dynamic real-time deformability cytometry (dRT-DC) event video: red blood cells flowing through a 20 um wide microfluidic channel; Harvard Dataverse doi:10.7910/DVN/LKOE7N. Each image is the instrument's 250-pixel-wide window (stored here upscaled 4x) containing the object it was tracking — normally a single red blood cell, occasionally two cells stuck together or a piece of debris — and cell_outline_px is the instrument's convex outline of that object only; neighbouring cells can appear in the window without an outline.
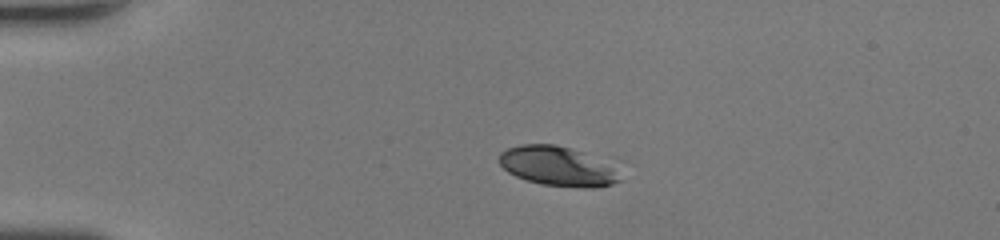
{"species": "human", "species_latin": "Homo sapiens", "temperature_condition": "room temperature", "stored_images_in_passage": 52, "camera_frame_rate_fps": 3000, "um_per_image_px": 0.085, "donor": {"sex": "female"}, "frame": {"image": 1, "passage_image": 13, "time_ms": 4.0, "image_size_px": [1000, 240], "cell_outline_px": [[620, 180], [612, 184], [596, 188], [584, 188], [540, 184], [516, 176], [508, 172], [500, 164], [500, 152], [508, 148], [520, 144], [556, 144], [580, 152], [612, 168]], "centroid_in_image_um": [47.29, 14.14], "position_along_channel_um": 37.7, "area_um2": 26.93}}
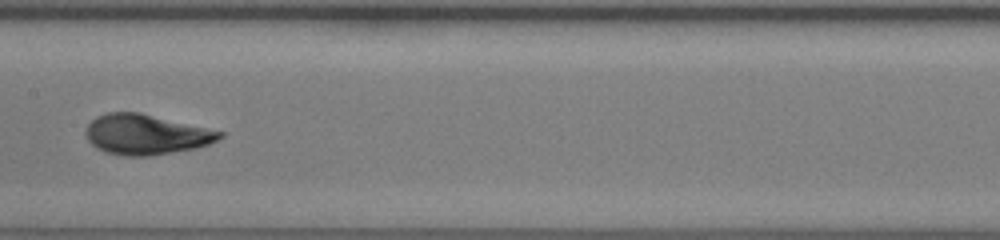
{"frame": {"image": 2, "passage_image": 29, "time_ms": 9.333, "image_size_px": [1000, 240], "cell_outline_px": [[224, 136], [208, 144], [196, 148], [148, 156], [124, 156], [108, 152], [96, 148], [88, 140], [84, 132], [88, 124], [96, 116], [108, 112], [140, 112], [224, 132]], "centroid_in_image_um": [12.38, 11.42], "position_along_channel_um": 195.0, "area_um2": 31.21}}
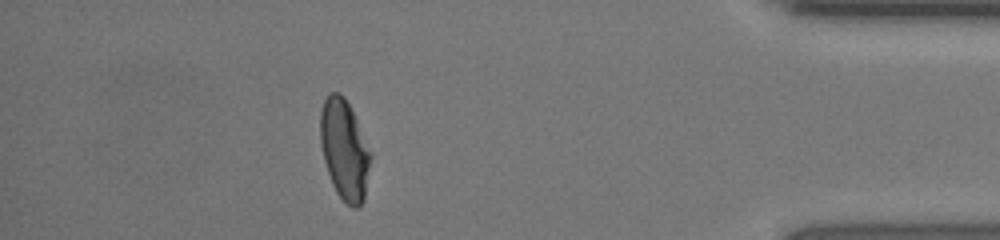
{"frame": {"image": 3, "passage_image": 47, "time_ms": 15.333, "image_size_px": [1000, 240], "cell_outline_px": [[372, 156], [364, 200], [356, 208], [352, 208], [336, 192], [332, 184], [324, 160], [320, 144], [320, 112], [324, 100], [328, 92], [340, 92], [344, 96], [372, 152]], "centroid_in_image_um": [29.28, 12.71], "position_along_channel_um": 405.9, "area_um2": 29.36}, "authors_computed_cell_mechanics": {"area_um2": 30.4895, "velocity_mm_per_s": 4.0699, "shape_relaxation_time_tau1_ms": 2.7709, "shape_relaxation_time_tau2_ms": null, "deformation_change_tau1": 0.1589, "deformation_change_tau2": null}}